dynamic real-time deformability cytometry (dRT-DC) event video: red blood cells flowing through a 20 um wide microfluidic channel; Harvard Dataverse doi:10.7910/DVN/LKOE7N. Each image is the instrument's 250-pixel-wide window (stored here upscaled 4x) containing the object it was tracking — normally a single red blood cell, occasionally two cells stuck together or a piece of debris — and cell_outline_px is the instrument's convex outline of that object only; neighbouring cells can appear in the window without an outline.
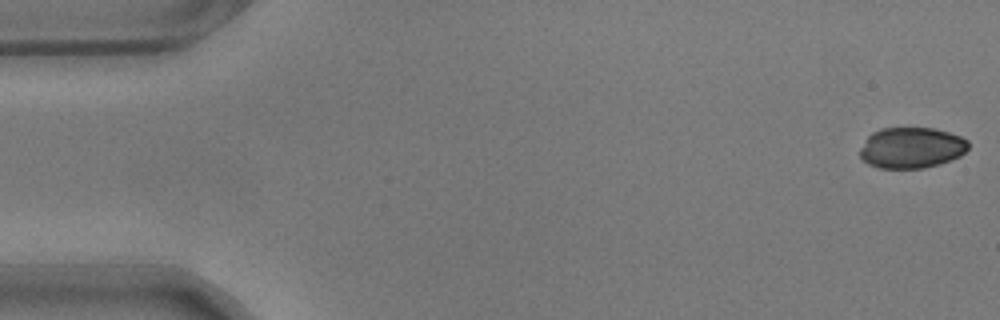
{"species": "common noctule bat (a hibernating species)", "species_latin": "Nyctalus noctula", "temperature_condition": "warm", "stored_images_in_passage": 56, "camera_frame_rate_fps": 3000, "um_per_image_px": 0.085, "animal": {"sex": "male", "body_mass_g": 17.9}, "frame": {"image": 1, "passage_image": 1, "time_ms": 0.0, "image_size_px": [1000, 320], "cell_outline_px": [[968, 148], [960, 156], [952, 160], [924, 168], [876, 168], [868, 164], [860, 156], [860, 148], [868, 136], [872, 132], [880, 128], [932, 128], [948, 132], [960, 136], [968, 140]], "centroid_in_image_um": [77.46, 12.56], "position_along_channel_um": 7.5, "area_um2": 25.89}}
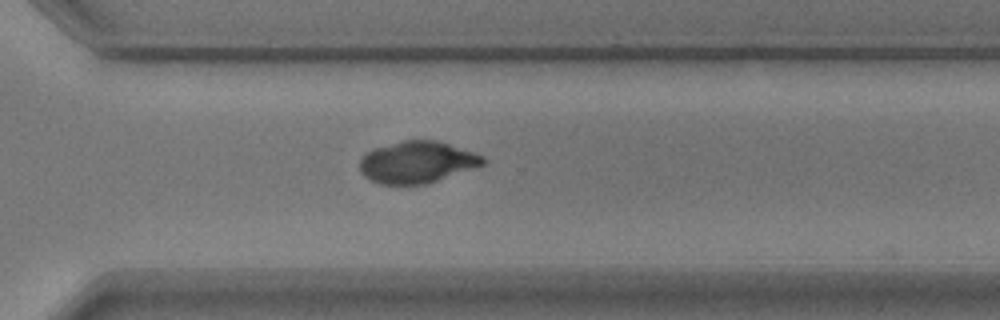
{"frame": {"image": 2, "passage_image": 40, "time_ms": 13.0, "image_size_px": [1000, 320], "cell_outline_px": [[488, 160], [484, 164], [424, 184], [380, 184], [364, 176], [360, 172], [360, 160], [372, 148], [404, 140], [440, 140], [484, 156]], "centroid_in_image_um": [35.45, 13.76], "position_along_channel_um": 335.2, "area_um2": 29.77}}
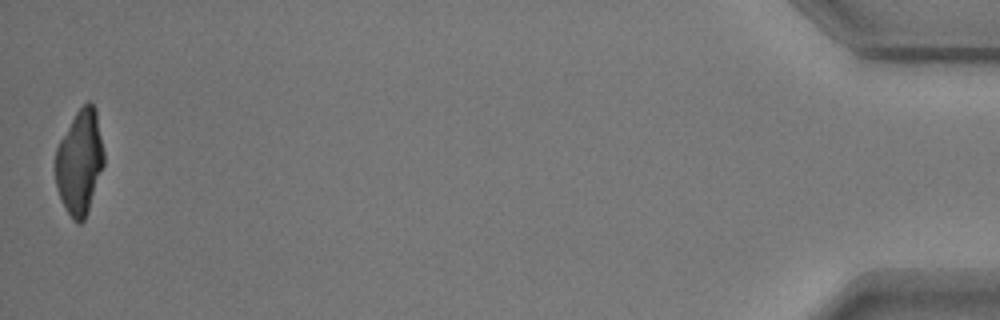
{"frame": {"image": 3, "passage_image": 56, "time_ms": 18.333, "image_size_px": [1000, 320], "cell_outline_px": [[104, 164], [88, 212], [84, 220], [80, 224], [76, 224], [72, 220], [60, 200], [56, 188], [56, 148], [60, 140], [76, 112], [88, 100], [96, 108], [104, 152]], "centroid_in_image_um": [6.78, 13.82], "position_along_channel_um": 428.4, "area_um2": 29.65}}